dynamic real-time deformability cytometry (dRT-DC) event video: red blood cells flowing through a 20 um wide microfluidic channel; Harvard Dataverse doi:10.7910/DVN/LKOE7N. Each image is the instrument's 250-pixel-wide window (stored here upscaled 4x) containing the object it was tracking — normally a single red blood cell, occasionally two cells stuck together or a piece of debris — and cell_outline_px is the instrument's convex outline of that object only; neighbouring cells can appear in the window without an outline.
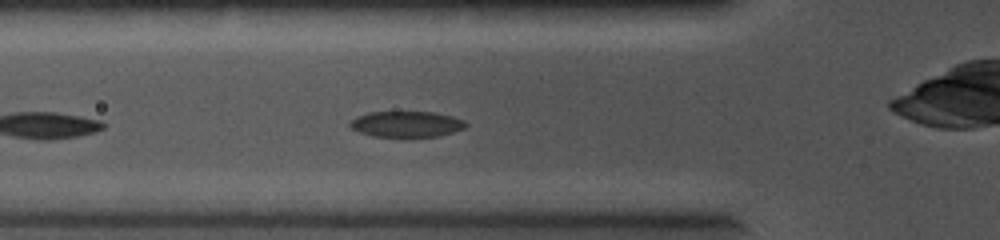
{"species": "common noctule bat (a hibernating species)", "species_latin": "Nyctalus noctula", "temperature_condition": "cold", "stored_images_in_passage": 25, "camera_frame_rate_fps": 5000, "um_per_image_px": 0.085, "animal": {"sex": "female", "body_mass_g": 19.0, "forearm_length_mm": 56.7}, "frame": {"image": 1, "passage_image": 4, "time_ms": 0.6, "image_size_px": [1000, 240], "cell_outline_px": [[468, 124], [464, 128], [440, 136], [372, 136], [360, 132], [352, 128], [348, 124], [356, 116], [368, 112], [432, 112], [452, 116], [464, 120]], "centroid_in_image_um": [34.55, 10.54], "position_along_channel_um": 91.3, "area_um2": 17.28}}
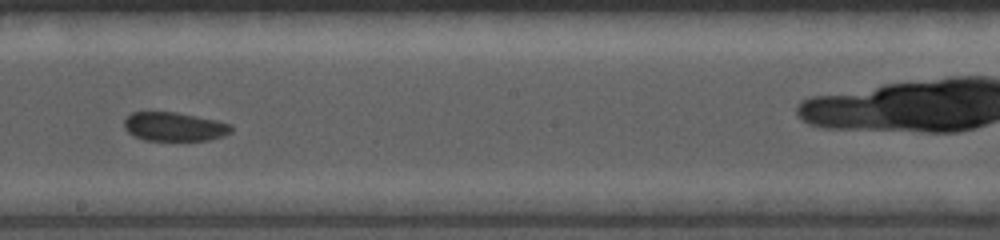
{"frame": {"image": 2, "passage_image": 11, "time_ms": 2.0, "image_size_px": [1000, 240], "cell_outline_px": [[232, 132], [224, 136], [208, 140], [144, 140], [132, 136], [124, 128], [124, 120], [132, 112], [176, 112], [216, 120], [232, 124]], "centroid_in_image_um": [14.82, 10.77], "position_along_channel_um": 233.4, "area_um2": 18.09}}
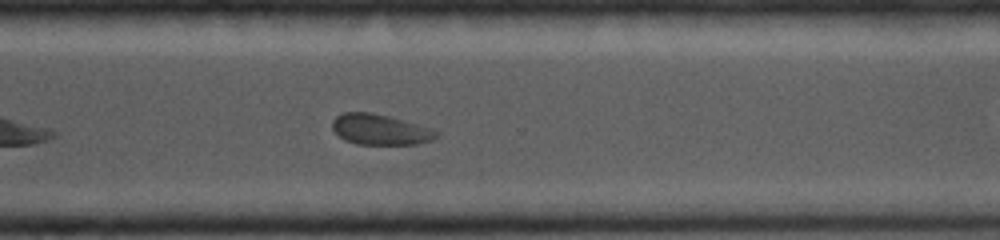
{"frame": {"image": 3, "passage_image": 17, "time_ms": 3.2, "image_size_px": [1000, 240], "cell_outline_px": [[440, 132], [432, 140], [420, 144], [356, 144], [344, 140], [332, 128], [332, 120], [336, 116], [344, 112], [372, 112], [420, 124], [432, 128]], "centroid_in_image_um": [32.33, 11.01], "position_along_channel_um": 338.3, "area_um2": 18.67}}